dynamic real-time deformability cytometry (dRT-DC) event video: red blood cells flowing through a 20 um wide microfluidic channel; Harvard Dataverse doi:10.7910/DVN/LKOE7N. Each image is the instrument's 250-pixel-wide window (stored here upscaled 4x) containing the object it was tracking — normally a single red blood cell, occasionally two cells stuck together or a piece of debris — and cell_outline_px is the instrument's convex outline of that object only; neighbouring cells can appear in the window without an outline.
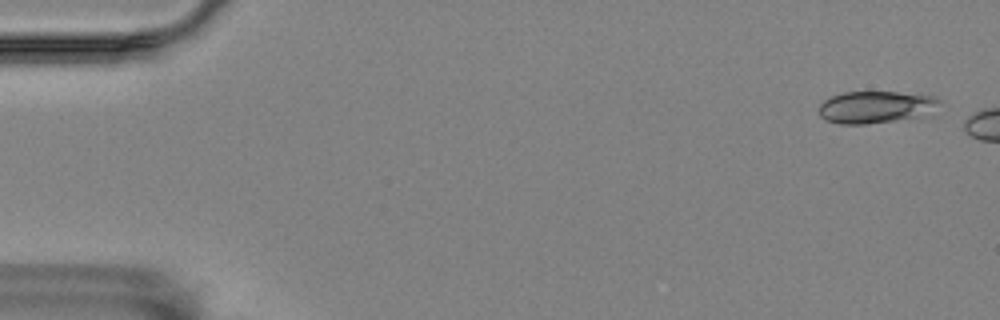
{"species": "Egyptian fruit bat (a non-hibernating species)", "species_latin": "Rousettus aegyptiacus", "temperature_condition": "room temperature", "stored_images_in_passage": 9, "camera_frame_rate_fps": 3000, "um_per_image_px": 0.085, "animal": {"sex": "female"}, "frame": {"image": 1, "passage_image": 2, "time_ms": 0.333, "image_size_px": [1000, 320], "cell_outline_px": [[944, 100], [932, 116], [864, 124], [840, 124], [824, 120], [820, 116], [820, 104], [824, 100], [832, 96], [844, 92], [896, 92], [936, 96]], "centroid_in_image_um": [74.57, 9.11], "position_along_channel_um": 10.4, "area_um2": 23.18}}